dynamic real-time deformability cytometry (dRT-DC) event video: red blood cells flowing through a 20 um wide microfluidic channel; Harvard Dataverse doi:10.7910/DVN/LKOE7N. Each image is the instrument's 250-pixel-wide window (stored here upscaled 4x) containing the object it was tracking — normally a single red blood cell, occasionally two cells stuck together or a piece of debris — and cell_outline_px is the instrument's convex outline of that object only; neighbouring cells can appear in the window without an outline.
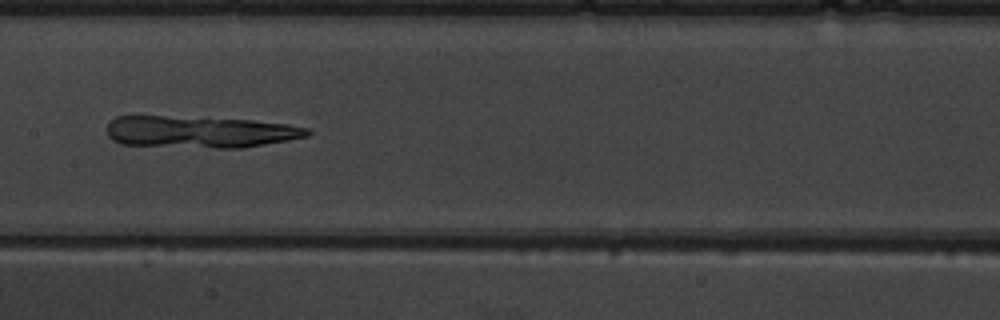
{"species": "common noctule bat (a hibernating species)", "species_latin": "Nyctalus noctula", "temperature_condition": "warm", "stored_images_in_passage": 5, "camera_frame_rate_fps": 3000, "um_per_image_px": 0.085, "animal": {"sex": "male", "body_mass_g": 19.5, "forearm_length_mm": 54.6}, "frame": {"image": 1, "passage_image": 5, "time_ms": 5.667, "image_size_px": [1000, 320], "cell_outline_px": [[312, 132], [308, 136], [288, 140], [244, 148], [216, 148], [120, 144], [112, 140], [108, 136], [108, 120], [116, 116], [164, 116], [252, 120], [288, 124], [308, 128]], "centroid_in_image_um": [16.99, 11.21], "position_along_channel_um": 190.4, "area_um2": 37.22}}